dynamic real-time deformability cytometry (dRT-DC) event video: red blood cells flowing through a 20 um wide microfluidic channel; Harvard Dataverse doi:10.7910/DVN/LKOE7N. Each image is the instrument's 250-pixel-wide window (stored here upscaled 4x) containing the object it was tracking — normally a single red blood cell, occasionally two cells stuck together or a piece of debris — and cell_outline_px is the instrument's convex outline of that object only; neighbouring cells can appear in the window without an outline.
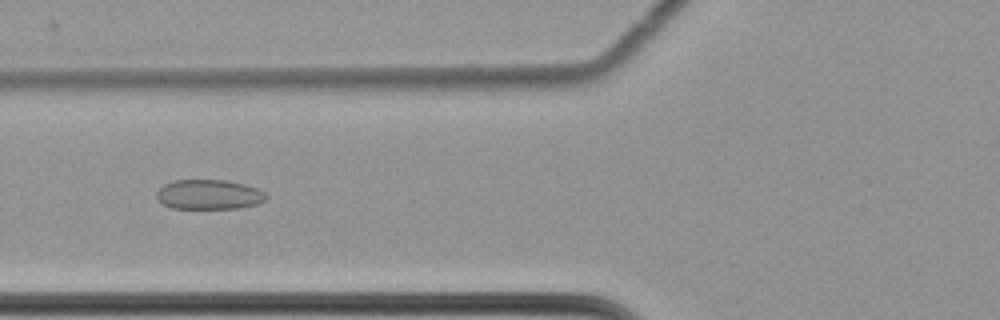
{"species": "common noctule bat (a hibernating species)", "species_latin": "Nyctalus noctula", "temperature_condition": "cold", "stored_images_in_passage": 54, "camera_frame_rate_fps": 3000, "um_per_image_px": 0.085, "animal": {"sex": "female", "body_mass_g": 22.7, "forearm_length_mm": 54.2}, "frame": {"image": 1, "passage_image": 26, "time_ms": 8.333, "image_size_px": [1000, 320], "cell_outline_px": [[268, 196], [264, 200], [256, 204], [240, 208], [172, 208], [156, 200], [156, 192], [164, 184], [172, 180], [228, 180], [244, 184], [256, 188], [264, 192]], "centroid_in_image_um": [17.73, 16.53], "position_along_channel_um": 108.1, "area_um2": 19.02}}
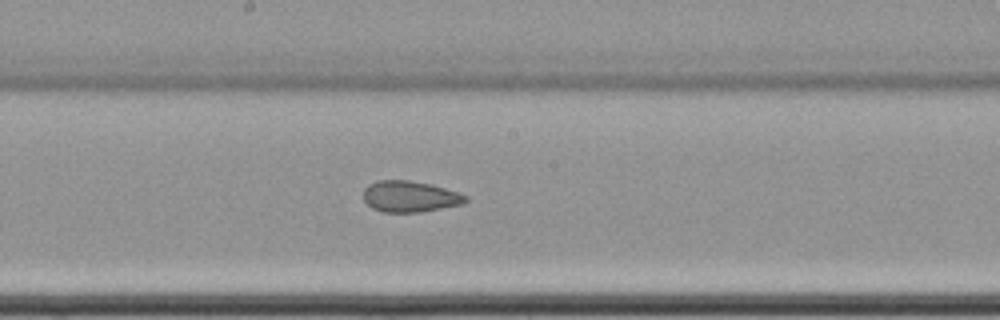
{"frame": {"image": 2, "passage_image": 35, "time_ms": 11.333, "image_size_px": [1000, 320], "cell_outline_px": [[468, 200], [464, 204], [420, 212], [384, 212], [372, 208], [364, 200], [364, 188], [368, 184], [380, 180], [408, 180], [432, 184], [468, 196]], "centroid_in_image_um": [34.85, 16.7], "position_along_channel_um": 213.4, "area_um2": 18.55}}
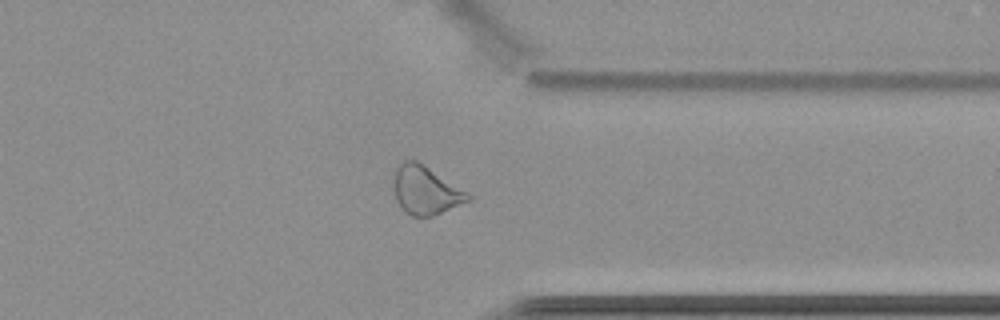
{"frame": {"image": 3, "passage_image": 49, "time_ms": 16.0, "image_size_px": [1000, 320], "cell_outline_px": [[472, 200], [432, 216], [412, 216], [396, 200], [396, 168], [404, 160], [416, 160], [424, 164], [468, 192], [472, 196]], "centroid_in_image_um": [36.25, 16.17], "position_along_channel_um": 375.1, "area_um2": 20.46}, "authors_computed_cell_mechanics": {"area_um2": 21.386, "velocity_mm_per_s": 3.506, "shape_relaxation_time_tau1_ms": null, "shape_relaxation_time_tau2_ms": 4.0295, "deformation_change_tau1": null, "deformation_change_tau2": 0.0733}}